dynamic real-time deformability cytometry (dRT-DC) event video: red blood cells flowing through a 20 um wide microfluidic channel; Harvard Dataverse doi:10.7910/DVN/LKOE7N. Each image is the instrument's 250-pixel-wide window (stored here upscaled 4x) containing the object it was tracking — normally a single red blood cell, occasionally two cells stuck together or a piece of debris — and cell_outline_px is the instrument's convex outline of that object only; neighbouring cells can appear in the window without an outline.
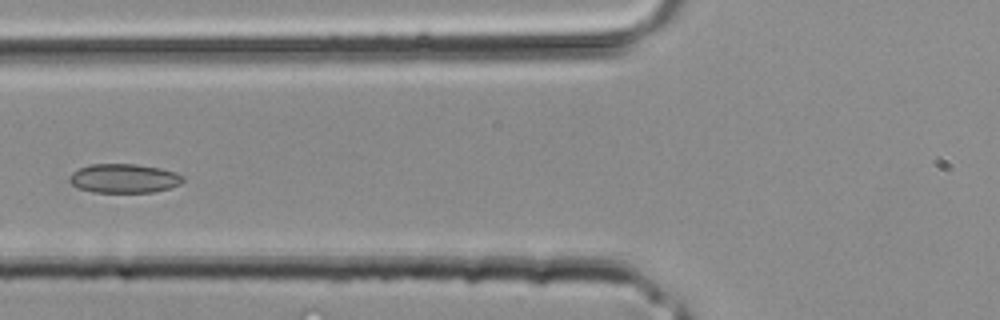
{"species": "common noctule bat (a hibernating species)", "species_latin": "Nyctalus noctula", "temperature_condition": "room temperature", "stored_images_in_passage": 3, "camera_frame_rate_fps": 3000, "um_per_image_px": 0.085, "animal": {"sex": "male", "body_mass_g": 20.4}, "frame": {"image": 1, "passage_image": 3, "time_ms": 0.667, "image_size_px": [1000, 320], "cell_outline_px": [[184, 180], [180, 184], [172, 188], [152, 192], [92, 192], [80, 188], [72, 184], [68, 180], [68, 176], [72, 172], [88, 164], [136, 164], [160, 168], [176, 172], [184, 176]], "centroid_in_image_um": [10.55, 15.16], "position_along_channel_um": 115.2, "area_um2": 19.36}}